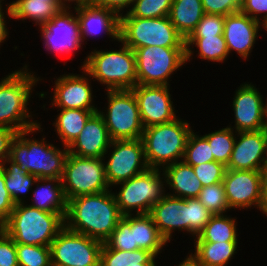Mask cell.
<instances>
[{
    "label": "cell",
    "mask_w": 267,
    "mask_h": 266,
    "mask_svg": "<svg viewBox=\"0 0 267 266\" xmlns=\"http://www.w3.org/2000/svg\"><path fill=\"white\" fill-rule=\"evenodd\" d=\"M122 217L110 189L68 200L65 227L104 243Z\"/></svg>",
    "instance_id": "6da1fadb"
},
{
    "label": "cell",
    "mask_w": 267,
    "mask_h": 266,
    "mask_svg": "<svg viewBox=\"0 0 267 266\" xmlns=\"http://www.w3.org/2000/svg\"><path fill=\"white\" fill-rule=\"evenodd\" d=\"M28 64L24 62L22 67L0 78V126L17 132L29 130L40 123L34 120L39 119L38 113L30 111V101L37 84L44 78L28 68Z\"/></svg>",
    "instance_id": "7a4b0ae2"
},
{
    "label": "cell",
    "mask_w": 267,
    "mask_h": 266,
    "mask_svg": "<svg viewBox=\"0 0 267 266\" xmlns=\"http://www.w3.org/2000/svg\"><path fill=\"white\" fill-rule=\"evenodd\" d=\"M44 129L41 121L29 130L18 132L12 140L9 159L37 178H61L68 147L61 144L55 146L48 141L43 133ZM39 131L42 138H35L33 135H38Z\"/></svg>",
    "instance_id": "3957f363"
},
{
    "label": "cell",
    "mask_w": 267,
    "mask_h": 266,
    "mask_svg": "<svg viewBox=\"0 0 267 266\" xmlns=\"http://www.w3.org/2000/svg\"><path fill=\"white\" fill-rule=\"evenodd\" d=\"M119 49L96 47L80 62L94 83L105 90H131L137 85L136 57L134 51L120 39ZM96 81V82H95Z\"/></svg>",
    "instance_id": "277c9868"
},
{
    "label": "cell",
    "mask_w": 267,
    "mask_h": 266,
    "mask_svg": "<svg viewBox=\"0 0 267 266\" xmlns=\"http://www.w3.org/2000/svg\"><path fill=\"white\" fill-rule=\"evenodd\" d=\"M0 227L15 243L50 246L65 227V217L37 209L28 203H18Z\"/></svg>",
    "instance_id": "5b68a950"
},
{
    "label": "cell",
    "mask_w": 267,
    "mask_h": 266,
    "mask_svg": "<svg viewBox=\"0 0 267 266\" xmlns=\"http://www.w3.org/2000/svg\"><path fill=\"white\" fill-rule=\"evenodd\" d=\"M192 131L190 121L181 117L144 128L141 139L148 167L162 170L169 164L182 161Z\"/></svg>",
    "instance_id": "8992f818"
},
{
    "label": "cell",
    "mask_w": 267,
    "mask_h": 266,
    "mask_svg": "<svg viewBox=\"0 0 267 266\" xmlns=\"http://www.w3.org/2000/svg\"><path fill=\"white\" fill-rule=\"evenodd\" d=\"M111 189L123 216L149 214L152 206L167 194L165 175L156 168H148Z\"/></svg>",
    "instance_id": "52a82bcc"
},
{
    "label": "cell",
    "mask_w": 267,
    "mask_h": 266,
    "mask_svg": "<svg viewBox=\"0 0 267 266\" xmlns=\"http://www.w3.org/2000/svg\"><path fill=\"white\" fill-rule=\"evenodd\" d=\"M119 39L133 51L146 46L186 47L169 16L140 18L124 13L120 16Z\"/></svg>",
    "instance_id": "ba28073f"
},
{
    "label": "cell",
    "mask_w": 267,
    "mask_h": 266,
    "mask_svg": "<svg viewBox=\"0 0 267 266\" xmlns=\"http://www.w3.org/2000/svg\"><path fill=\"white\" fill-rule=\"evenodd\" d=\"M106 92V93H105ZM106 106L98 109L112 141L142 138L138 104L132 90H104Z\"/></svg>",
    "instance_id": "9c48e42d"
},
{
    "label": "cell",
    "mask_w": 267,
    "mask_h": 266,
    "mask_svg": "<svg viewBox=\"0 0 267 266\" xmlns=\"http://www.w3.org/2000/svg\"><path fill=\"white\" fill-rule=\"evenodd\" d=\"M137 84L171 86L177 70L186 66V47L146 46L134 50Z\"/></svg>",
    "instance_id": "30bf717a"
},
{
    "label": "cell",
    "mask_w": 267,
    "mask_h": 266,
    "mask_svg": "<svg viewBox=\"0 0 267 266\" xmlns=\"http://www.w3.org/2000/svg\"><path fill=\"white\" fill-rule=\"evenodd\" d=\"M80 74L68 73L64 71L58 77H53L50 97L49 91H37L33 97H39V100L48 99L51 100L49 106L53 107L50 109H81L89 111H98L99 106L95 98H97L95 89L93 90L92 78L90 75L82 68H79ZM39 92V93H38ZM56 108V109H54Z\"/></svg>",
    "instance_id": "8fae6325"
},
{
    "label": "cell",
    "mask_w": 267,
    "mask_h": 266,
    "mask_svg": "<svg viewBox=\"0 0 267 266\" xmlns=\"http://www.w3.org/2000/svg\"><path fill=\"white\" fill-rule=\"evenodd\" d=\"M61 182L67 201L111 189L106 180L103 158L80 157L70 153L65 160Z\"/></svg>",
    "instance_id": "7c38bea8"
},
{
    "label": "cell",
    "mask_w": 267,
    "mask_h": 266,
    "mask_svg": "<svg viewBox=\"0 0 267 266\" xmlns=\"http://www.w3.org/2000/svg\"><path fill=\"white\" fill-rule=\"evenodd\" d=\"M103 242L64 227L50 244L52 266H100Z\"/></svg>",
    "instance_id": "4fadbf2b"
},
{
    "label": "cell",
    "mask_w": 267,
    "mask_h": 266,
    "mask_svg": "<svg viewBox=\"0 0 267 266\" xmlns=\"http://www.w3.org/2000/svg\"><path fill=\"white\" fill-rule=\"evenodd\" d=\"M38 29L45 52L53 54L54 57L66 56V59H69L83 48L75 8L72 10L62 8L49 22Z\"/></svg>",
    "instance_id": "5bb4252c"
},
{
    "label": "cell",
    "mask_w": 267,
    "mask_h": 266,
    "mask_svg": "<svg viewBox=\"0 0 267 266\" xmlns=\"http://www.w3.org/2000/svg\"><path fill=\"white\" fill-rule=\"evenodd\" d=\"M103 160L105 176L110 188L149 168L141 138L112 141Z\"/></svg>",
    "instance_id": "9a60e30c"
},
{
    "label": "cell",
    "mask_w": 267,
    "mask_h": 266,
    "mask_svg": "<svg viewBox=\"0 0 267 266\" xmlns=\"http://www.w3.org/2000/svg\"><path fill=\"white\" fill-rule=\"evenodd\" d=\"M131 90L135 95L144 128L168 123L179 117L170 94L171 86L137 84Z\"/></svg>",
    "instance_id": "2e32d148"
},
{
    "label": "cell",
    "mask_w": 267,
    "mask_h": 266,
    "mask_svg": "<svg viewBox=\"0 0 267 266\" xmlns=\"http://www.w3.org/2000/svg\"><path fill=\"white\" fill-rule=\"evenodd\" d=\"M252 82H243L235 90L231 102L234 125H227L235 132L258 131L267 128L265 119V97Z\"/></svg>",
    "instance_id": "e0dca14e"
},
{
    "label": "cell",
    "mask_w": 267,
    "mask_h": 266,
    "mask_svg": "<svg viewBox=\"0 0 267 266\" xmlns=\"http://www.w3.org/2000/svg\"><path fill=\"white\" fill-rule=\"evenodd\" d=\"M222 182L231 211L261 210L262 171L226 169Z\"/></svg>",
    "instance_id": "ac0fdd59"
},
{
    "label": "cell",
    "mask_w": 267,
    "mask_h": 266,
    "mask_svg": "<svg viewBox=\"0 0 267 266\" xmlns=\"http://www.w3.org/2000/svg\"><path fill=\"white\" fill-rule=\"evenodd\" d=\"M149 215L168 243L175 240L176 231L189 236V199L166 194L152 206Z\"/></svg>",
    "instance_id": "d6986e66"
},
{
    "label": "cell",
    "mask_w": 267,
    "mask_h": 266,
    "mask_svg": "<svg viewBox=\"0 0 267 266\" xmlns=\"http://www.w3.org/2000/svg\"><path fill=\"white\" fill-rule=\"evenodd\" d=\"M261 31L262 23L241 11L225 16L223 35L229 56L236 53L243 61H248Z\"/></svg>",
    "instance_id": "ffe728a7"
},
{
    "label": "cell",
    "mask_w": 267,
    "mask_h": 266,
    "mask_svg": "<svg viewBox=\"0 0 267 266\" xmlns=\"http://www.w3.org/2000/svg\"><path fill=\"white\" fill-rule=\"evenodd\" d=\"M75 12L83 46L90 41L88 38L94 39L99 34L107 35L111 42L119 41L120 16L113 10L89 3L75 7Z\"/></svg>",
    "instance_id": "44dd1931"
},
{
    "label": "cell",
    "mask_w": 267,
    "mask_h": 266,
    "mask_svg": "<svg viewBox=\"0 0 267 266\" xmlns=\"http://www.w3.org/2000/svg\"><path fill=\"white\" fill-rule=\"evenodd\" d=\"M267 128L236 132V140L226 169L262 171Z\"/></svg>",
    "instance_id": "7402d4cb"
},
{
    "label": "cell",
    "mask_w": 267,
    "mask_h": 266,
    "mask_svg": "<svg viewBox=\"0 0 267 266\" xmlns=\"http://www.w3.org/2000/svg\"><path fill=\"white\" fill-rule=\"evenodd\" d=\"M112 139L103 117L94 113L86 122L79 136L68 147V153L88 158H103Z\"/></svg>",
    "instance_id": "603a6c76"
},
{
    "label": "cell",
    "mask_w": 267,
    "mask_h": 266,
    "mask_svg": "<svg viewBox=\"0 0 267 266\" xmlns=\"http://www.w3.org/2000/svg\"><path fill=\"white\" fill-rule=\"evenodd\" d=\"M28 205L66 217L68 201L65 197L61 178H38L35 182Z\"/></svg>",
    "instance_id": "cb8c5ba5"
},
{
    "label": "cell",
    "mask_w": 267,
    "mask_h": 266,
    "mask_svg": "<svg viewBox=\"0 0 267 266\" xmlns=\"http://www.w3.org/2000/svg\"><path fill=\"white\" fill-rule=\"evenodd\" d=\"M166 179V193L184 199L197 198L202 183L194 173L193 167L183 160L169 164L162 169Z\"/></svg>",
    "instance_id": "d4e9b609"
},
{
    "label": "cell",
    "mask_w": 267,
    "mask_h": 266,
    "mask_svg": "<svg viewBox=\"0 0 267 266\" xmlns=\"http://www.w3.org/2000/svg\"><path fill=\"white\" fill-rule=\"evenodd\" d=\"M12 10V19L32 22L34 26H44L63 7L58 0H13L9 1Z\"/></svg>",
    "instance_id": "484cf974"
},
{
    "label": "cell",
    "mask_w": 267,
    "mask_h": 266,
    "mask_svg": "<svg viewBox=\"0 0 267 266\" xmlns=\"http://www.w3.org/2000/svg\"><path fill=\"white\" fill-rule=\"evenodd\" d=\"M186 63L192 61L194 53L201 61L224 63L229 59V52L224 35L189 36L185 40ZM196 51H195V48ZM195 51V52H194ZM198 52V53H197ZM198 54V55H197Z\"/></svg>",
    "instance_id": "4316f807"
},
{
    "label": "cell",
    "mask_w": 267,
    "mask_h": 266,
    "mask_svg": "<svg viewBox=\"0 0 267 266\" xmlns=\"http://www.w3.org/2000/svg\"><path fill=\"white\" fill-rule=\"evenodd\" d=\"M57 112L58 115L53 119L51 125L55 128L54 132H56L60 144L69 147L79 136L87 120L98 111L58 109Z\"/></svg>",
    "instance_id": "83f0119b"
},
{
    "label": "cell",
    "mask_w": 267,
    "mask_h": 266,
    "mask_svg": "<svg viewBox=\"0 0 267 266\" xmlns=\"http://www.w3.org/2000/svg\"><path fill=\"white\" fill-rule=\"evenodd\" d=\"M1 169L4 171L5 186L14 203H26L38 178L9 158L4 161Z\"/></svg>",
    "instance_id": "f1b7e54d"
},
{
    "label": "cell",
    "mask_w": 267,
    "mask_h": 266,
    "mask_svg": "<svg viewBox=\"0 0 267 266\" xmlns=\"http://www.w3.org/2000/svg\"><path fill=\"white\" fill-rule=\"evenodd\" d=\"M205 14L201 0H172L169 18L186 40Z\"/></svg>",
    "instance_id": "f546056e"
},
{
    "label": "cell",
    "mask_w": 267,
    "mask_h": 266,
    "mask_svg": "<svg viewBox=\"0 0 267 266\" xmlns=\"http://www.w3.org/2000/svg\"><path fill=\"white\" fill-rule=\"evenodd\" d=\"M133 237L134 245L151 252L155 257H161L164 248L167 250L165 246H169L149 214L133 215Z\"/></svg>",
    "instance_id": "4dcf8cb0"
},
{
    "label": "cell",
    "mask_w": 267,
    "mask_h": 266,
    "mask_svg": "<svg viewBox=\"0 0 267 266\" xmlns=\"http://www.w3.org/2000/svg\"><path fill=\"white\" fill-rule=\"evenodd\" d=\"M192 244L194 249L189 251L203 266H227L240 248V241L193 242Z\"/></svg>",
    "instance_id": "1f68e13d"
},
{
    "label": "cell",
    "mask_w": 267,
    "mask_h": 266,
    "mask_svg": "<svg viewBox=\"0 0 267 266\" xmlns=\"http://www.w3.org/2000/svg\"><path fill=\"white\" fill-rule=\"evenodd\" d=\"M216 214L205 225L204 229L198 236L192 240L193 242H227L240 241L238 234V222L236 217L232 215Z\"/></svg>",
    "instance_id": "d6a6232c"
},
{
    "label": "cell",
    "mask_w": 267,
    "mask_h": 266,
    "mask_svg": "<svg viewBox=\"0 0 267 266\" xmlns=\"http://www.w3.org/2000/svg\"><path fill=\"white\" fill-rule=\"evenodd\" d=\"M159 257L144 249L122 251L102 245L100 266H140V263H158ZM158 259V260H157Z\"/></svg>",
    "instance_id": "836d02e7"
},
{
    "label": "cell",
    "mask_w": 267,
    "mask_h": 266,
    "mask_svg": "<svg viewBox=\"0 0 267 266\" xmlns=\"http://www.w3.org/2000/svg\"><path fill=\"white\" fill-rule=\"evenodd\" d=\"M224 127V128H223ZM203 136L208 140L215 161L228 165L236 140V132L229 126H223Z\"/></svg>",
    "instance_id": "e575fe53"
},
{
    "label": "cell",
    "mask_w": 267,
    "mask_h": 266,
    "mask_svg": "<svg viewBox=\"0 0 267 266\" xmlns=\"http://www.w3.org/2000/svg\"><path fill=\"white\" fill-rule=\"evenodd\" d=\"M103 244L107 248L122 251H134L140 249L137 245H134L133 215L123 216Z\"/></svg>",
    "instance_id": "d590c367"
},
{
    "label": "cell",
    "mask_w": 267,
    "mask_h": 266,
    "mask_svg": "<svg viewBox=\"0 0 267 266\" xmlns=\"http://www.w3.org/2000/svg\"><path fill=\"white\" fill-rule=\"evenodd\" d=\"M198 133L194 130L190 133L183 157V161L191 166L215 161L208 140Z\"/></svg>",
    "instance_id": "8d00e7d4"
},
{
    "label": "cell",
    "mask_w": 267,
    "mask_h": 266,
    "mask_svg": "<svg viewBox=\"0 0 267 266\" xmlns=\"http://www.w3.org/2000/svg\"><path fill=\"white\" fill-rule=\"evenodd\" d=\"M197 199L214 215L231 212L227 203L223 182L202 187Z\"/></svg>",
    "instance_id": "74e56055"
},
{
    "label": "cell",
    "mask_w": 267,
    "mask_h": 266,
    "mask_svg": "<svg viewBox=\"0 0 267 266\" xmlns=\"http://www.w3.org/2000/svg\"><path fill=\"white\" fill-rule=\"evenodd\" d=\"M19 266H52L50 246L16 243Z\"/></svg>",
    "instance_id": "f35d334b"
},
{
    "label": "cell",
    "mask_w": 267,
    "mask_h": 266,
    "mask_svg": "<svg viewBox=\"0 0 267 266\" xmlns=\"http://www.w3.org/2000/svg\"><path fill=\"white\" fill-rule=\"evenodd\" d=\"M172 0H134L130 16L140 18L167 17L171 11Z\"/></svg>",
    "instance_id": "ab89813d"
},
{
    "label": "cell",
    "mask_w": 267,
    "mask_h": 266,
    "mask_svg": "<svg viewBox=\"0 0 267 266\" xmlns=\"http://www.w3.org/2000/svg\"><path fill=\"white\" fill-rule=\"evenodd\" d=\"M213 215L197 198L189 199V237L195 239Z\"/></svg>",
    "instance_id": "60d3db41"
},
{
    "label": "cell",
    "mask_w": 267,
    "mask_h": 266,
    "mask_svg": "<svg viewBox=\"0 0 267 266\" xmlns=\"http://www.w3.org/2000/svg\"><path fill=\"white\" fill-rule=\"evenodd\" d=\"M192 167L203 187L222 182L226 172V166L217 161L202 163Z\"/></svg>",
    "instance_id": "b9f144b4"
},
{
    "label": "cell",
    "mask_w": 267,
    "mask_h": 266,
    "mask_svg": "<svg viewBox=\"0 0 267 266\" xmlns=\"http://www.w3.org/2000/svg\"><path fill=\"white\" fill-rule=\"evenodd\" d=\"M225 16L205 13L190 36L223 35Z\"/></svg>",
    "instance_id": "7bdbcfd3"
},
{
    "label": "cell",
    "mask_w": 267,
    "mask_h": 266,
    "mask_svg": "<svg viewBox=\"0 0 267 266\" xmlns=\"http://www.w3.org/2000/svg\"><path fill=\"white\" fill-rule=\"evenodd\" d=\"M205 13L227 16L241 10V0H201Z\"/></svg>",
    "instance_id": "ee69618b"
},
{
    "label": "cell",
    "mask_w": 267,
    "mask_h": 266,
    "mask_svg": "<svg viewBox=\"0 0 267 266\" xmlns=\"http://www.w3.org/2000/svg\"><path fill=\"white\" fill-rule=\"evenodd\" d=\"M0 266H19L17 261L16 243L1 227Z\"/></svg>",
    "instance_id": "f6af8a7d"
},
{
    "label": "cell",
    "mask_w": 267,
    "mask_h": 266,
    "mask_svg": "<svg viewBox=\"0 0 267 266\" xmlns=\"http://www.w3.org/2000/svg\"><path fill=\"white\" fill-rule=\"evenodd\" d=\"M240 11L262 24L267 22V0H241Z\"/></svg>",
    "instance_id": "bcb514c9"
},
{
    "label": "cell",
    "mask_w": 267,
    "mask_h": 266,
    "mask_svg": "<svg viewBox=\"0 0 267 266\" xmlns=\"http://www.w3.org/2000/svg\"><path fill=\"white\" fill-rule=\"evenodd\" d=\"M15 205L5 186L4 171L0 168V226L10 217Z\"/></svg>",
    "instance_id": "7dc6e473"
},
{
    "label": "cell",
    "mask_w": 267,
    "mask_h": 266,
    "mask_svg": "<svg viewBox=\"0 0 267 266\" xmlns=\"http://www.w3.org/2000/svg\"><path fill=\"white\" fill-rule=\"evenodd\" d=\"M5 2H6V0H0V50H1V47L3 46V44L5 43V41L9 40V37H10L9 33H11V32H10L9 27L7 25L9 24V22H11V20L13 18L10 3H7V2L5 3ZM4 3H5V7H4ZM0 54H1V52H0Z\"/></svg>",
    "instance_id": "c3c4849f"
},
{
    "label": "cell",
    "mask_w": 267,
    "mask_h": 266,
    "mask_svg": "<svg viewBox=\"0 0 267 266\" xmlns=\"http://www.w3.org/2000/svg\"><path fill=\"white\" fill-rule=\"evenodd\" d=\"M17 133L16 130L0 126V168L4 161L9 158L11 143Z\"/></svg>",
    "instance_id": "681fc988"
},
{
    "label": "cell",
    "mask_w": 267,
    "mask_h": 266,
    "mask_svg": "<svg viewBox=\"0 0 267 266\" xmlns=\"http://www.w3.org/2000/svg\"><path fill=\"white\" fill-rule=\"evenodd\" d=\"M133 1L134 0H91V3L113 10L121 16L124 12L127 13L131 9Z\"/></svg>",
    "instance_id": "f907efd6"
},
{
    "label": "cell",
    "mask_w": 267,
    "mask_h": 266,
    "mask_svg": "<svg viewBox=\"0 0 267 266\" xmlns=\"http://www.w3.org/2000/svg\"><path fill=\"white\" fill-rule=\"evenodd\" d=\"M260 212L267 217V169L262 170V203Z\"/></svg>",
    "instance_id": "816d5d0a"
},
{
    "label": "cell",
    "mask_w": 267,
    "mask_h": 266,
    "mask_svg": "<svg viewBox=\"0 0 267 266\" xmlns=\"http://www.w3.org/2000/svg\"><path fill=\"white\" fill-rule=\"evenodd\" d=\"M182 259V262L179 261L177 265L175 266H203L195 257L194 255L188 251V254Z\"/></svg>",
    "instance_id": "f5cc1de1"
},
{
    "label": "cell",
    "mask_w": 267,
    "mask_h": 266,
    "mask_svg": "<svg viewBox=\"0 0 267 266\" xmlns=\"http://www.w3.org/2000/svg\"><path fill=\"white\" fill-rule=\"evenodd\" d=\"M63 8H75L91 3V0H58Z\"/></svg>",
    "instance_id": "db71d44e"
},
{
    "label": "cell",
    "mask_w": 267,
    "mask_h": 266,
    "mask_svg": "<svg viewBox=\"0 0 267 266\" xmlns=\"http://www.w3.org/2000/svg\"><path fill=\"white\" fill-rule=\"evenodd\" d=\"M263 169H267V138H266V147H265V154H264Z\"/></svg>",
    "instance_id": "11a10c76"
},
{
    "label": "cell",
    "mask_w": 267,
    "mask_h": 266,
    "mask_svg": "<svg viewBox=\"0 0 267 266\" xmlns=\"http://www.w3.org/2000/svg\"><path fill=\"white\" fill-rule=\"evenodd\" d=\"M140 266H159L157 263H140Z\"/></svg>",
    "instance_id": "9f6ffc18"
},
{
    "label": "cell",
    "mask_w": 267,
    "mask_h": 266,
    "mask_svg": "<svg viewBox=\"0 0 267 266\" xmlns=\"http://www.w3.org/2000/svg\"><path fill=\"white\" fill-rule=\"evenodd\" d=\"M267 95V94H266ZM264 107H265V119H266V123H267V97L265 98V104H264Z\"/></svg>",
    "instance_id": "6f0895ef"
},
{
    "label": "cell",
    "mask_w": 267,
    "mask_h": 266,
    "mask_svg": "<svg viewBox=\"0 0 267 266\" xmlns=\"http://www.w3.org/2000/svg\"><path fill=\"white\" fill-rule=\"evenodd\" d=\"M262 29L266 32L267 31V22L262 24ZM267 33V32H266Z\"/></svg>",
    "instance_id": "680465c9"
}]
</instances>
